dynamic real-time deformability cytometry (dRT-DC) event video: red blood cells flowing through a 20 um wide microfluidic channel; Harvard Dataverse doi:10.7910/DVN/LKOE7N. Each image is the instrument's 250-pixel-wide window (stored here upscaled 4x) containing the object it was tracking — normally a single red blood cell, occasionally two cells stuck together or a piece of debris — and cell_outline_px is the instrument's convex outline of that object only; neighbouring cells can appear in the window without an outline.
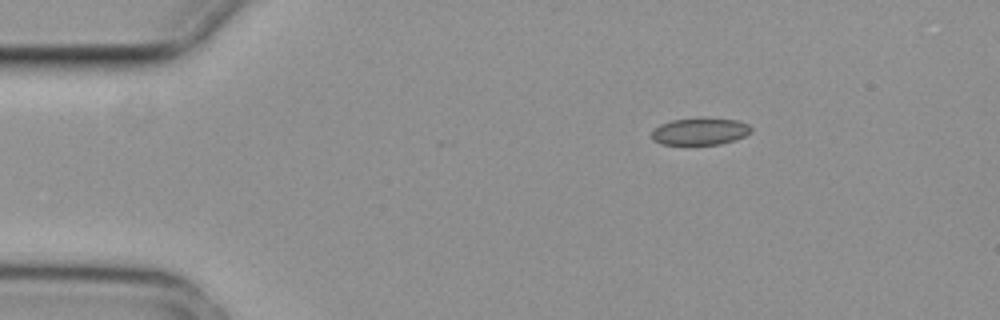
{"species": "common noctule bat (a hibernating species)", "species_latin": "Nyctalus noctula", "temperature_condition": "cold", "stored_images_in_passage": 3, "camera_frame_rate_fps": 3000, "um_per_image_px": 0.085, "animal": {"sex": "female", "body_mass_g": 29.2, "forearm_length_mm": 56.3}, "frame": {"image": 1, "passage_image": 1, "time_ms": 0.0, "image_size_px": [1000, 320], "cell_outline_px": [[752, 132], [736, 140], [720, 144], [660, 144], [652, 140], [652, 132], [660, 124], [672, 120], [696, 116], [700, 116], [736, 120], [748, 124], [752, 128]], "centroid_in_image_um": [59.52, 11.14], "position_along_channel_um": 25.5, "area_um2": 16.07}}